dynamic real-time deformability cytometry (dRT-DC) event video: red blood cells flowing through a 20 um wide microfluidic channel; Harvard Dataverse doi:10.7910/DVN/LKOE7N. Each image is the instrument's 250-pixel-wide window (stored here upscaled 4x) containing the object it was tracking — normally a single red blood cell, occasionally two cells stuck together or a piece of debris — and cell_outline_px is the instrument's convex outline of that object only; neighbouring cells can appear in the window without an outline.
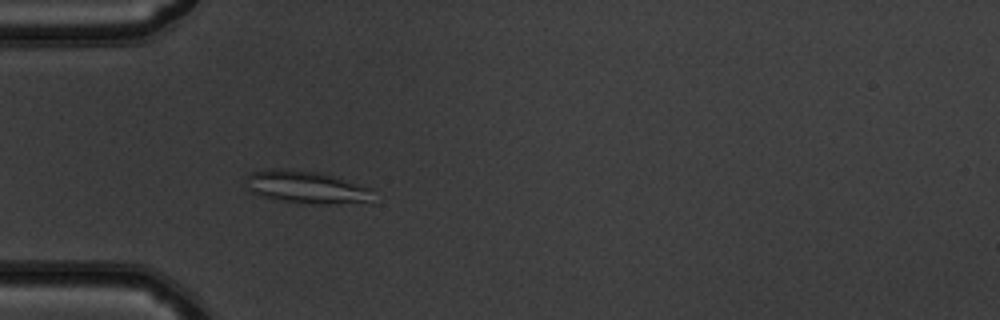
{"species": "common noctule bat (a hibernating species)", "species_latin": "Nyctalus noctula", "temperature_condition": "warm", "stored_images_in_passage": 43, "camera_frame_rate_fps": 3000, "um_per_image_px": 0.085, "animal": {"sex": "male", "body_mass_g": 19.5, "forearm_length_mm": 54.6}, "frame": {"image": 1, "passage_image": 8, "time_ms": 2.333, "image_size_px": [1000, 320], "cell_outline_px": [[372, 204], [312, 204], [272, 200], [252, 192], [244, 184], [244, 176], [252, 172], [272, 168], [288, 168], [320, 172], [372, 188]], "centroid_in_image_um": [26.05, 15.92], "position_along_channel_um": 59.0, "area_um2": 25.03}}
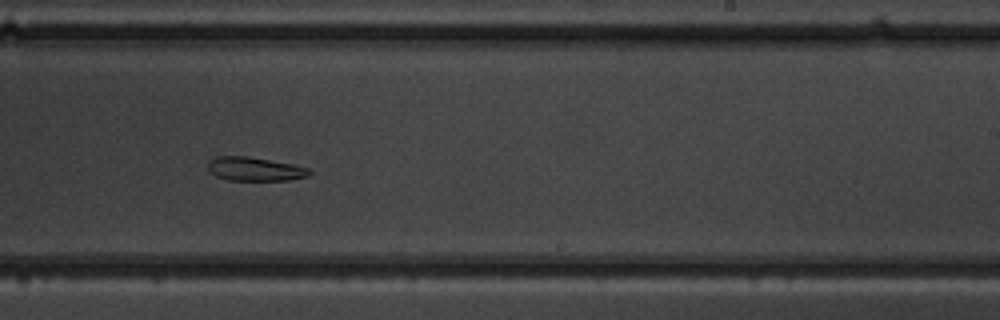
{"frame": {"image": 2, "passage_image": 24, "time_ms": 7.667, "image_size_px": [1000, 320], "cell_outline_px": [[312, 172], [308, 176], [288, 180], [228, 180], [216, 176], [208, 168], [208, 160], [216, 156], [248, 156], [292, 164], [308, 168]], "centroid_in_image_um": [21.65, 14.36], "position_along_channel_um": 267.4, "area_um2": 13.99}}
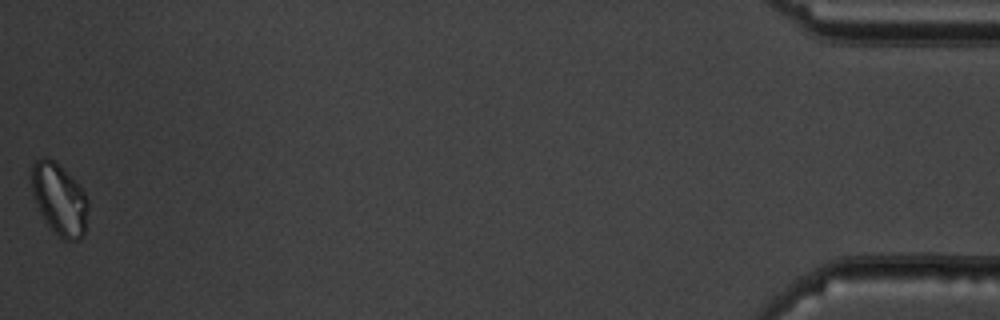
{"frame": {"image": 3, "passage_image": 43, "time_ms": 14.0, "image_size_px": [1000, 320], "cell_outline_px": [[88, 208], [84, 236], [80, 240], [64, 240], [48, 224], [40, 212], [32, 192], [32, 164], [36, 160], [44, 156], [52, 160], [80, 184], [88, 200]], "centroid_in_image_um": [5.07, 16.94], "position_along_channel_um": 430.1, "area_um2": 23.29}}